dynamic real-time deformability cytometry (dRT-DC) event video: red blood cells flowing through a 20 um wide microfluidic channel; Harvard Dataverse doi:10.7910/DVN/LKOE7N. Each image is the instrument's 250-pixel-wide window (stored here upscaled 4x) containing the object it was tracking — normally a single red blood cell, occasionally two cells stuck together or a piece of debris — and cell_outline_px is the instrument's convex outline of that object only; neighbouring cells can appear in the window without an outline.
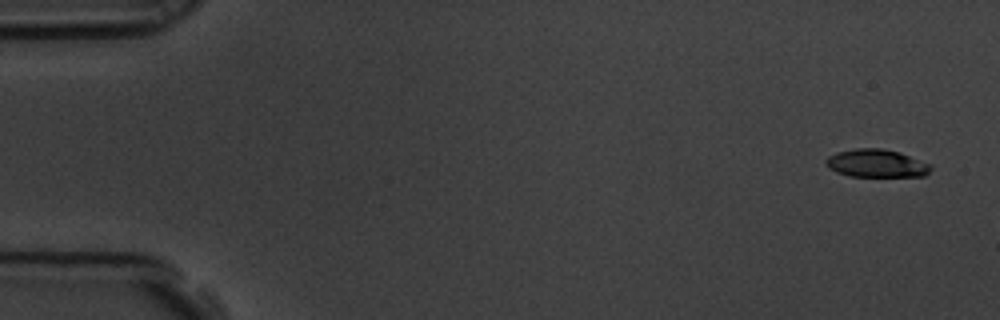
{"species": "common noctule bat (a hibernating species)", "species_latin": "Nyctalus noctula", "temperature_condition": "room temperature", "stored_images_in_passage": 6, "camera_frame_rate_fps": 3000, "um_per_image_px": 0.085, "animal": {"sex": "male", "body_mass_g": 19.5, "forearm_length_mm": 54.6}, "frame": {"image": 1, "passage_image": 1, "time_ms": 0.0, "image_size_px": [1000, 320], "cell_outline_px": [[932, 168], [924, 176], [848, 176], [836, 172], [828, 168], [824, 164], [824, 160], [828, 156], [836, 152], [856, 148], [880, 148], [900, 152], [932, 164]], "centroid_in_image_um": [74.47, 13.88], "position_along_channel_um": 10.5, "area_um2": 17.28}}